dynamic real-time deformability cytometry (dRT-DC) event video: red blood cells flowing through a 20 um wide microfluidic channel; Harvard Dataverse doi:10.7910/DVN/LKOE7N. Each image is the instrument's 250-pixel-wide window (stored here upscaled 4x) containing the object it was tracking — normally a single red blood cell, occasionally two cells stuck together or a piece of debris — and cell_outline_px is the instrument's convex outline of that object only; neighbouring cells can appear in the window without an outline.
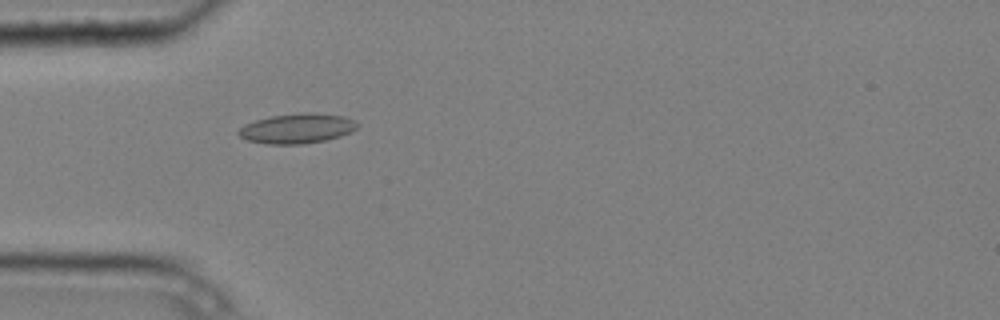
{"species": "common noctule bat (a hibernating species)", "species_latin": "Nyctalus noctula", "temperature_condition": "cold", "stored_images_in_passage": 6, "camera_frame_rate_fps": 3000, "um_per_image_px": 0.085, "animal": {"sex": "male", "body_mass_g": 20.4}, "frame": {"image": 1, "passage_image": 5, "time_ms": 1.333, "image_size_px": [1000, 320], "cell_outline_px": [[360, 124], [352, 132], [340, 136], [324, 140], [304, 144], [268, 144], [248, 140], [240, 136], [236, 132], [244, 124], [256, 120], [272, 116], [300, 112], [316, 112], [344, 116]], "centroid_in_image_um": [25.26, 10.91], "position_along_channel_um": 59.7, "area_um2": 20.75}}
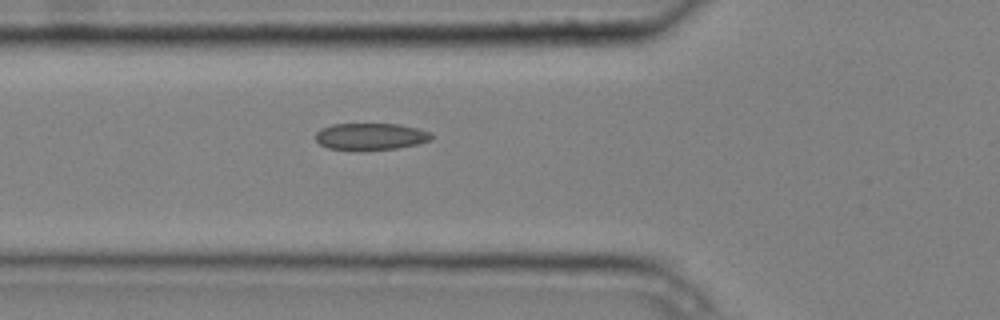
{"frame": {"image": 2, "passage_image": 6, "time_ms": 1.667, "image_size_px": [1000, 320], "cell_outline_px": [[432, 140], [416, 144], [396, 148], [360, 152], [328, 148], [320, 144], [316, 140], [316, 132], [320, 128], [332, 124], [400, 124], [432, 132]], "centroid_in_image_um": [31.48, 11.62], "position_along_channel_um": 94.3, "area_um2": 18.55}}